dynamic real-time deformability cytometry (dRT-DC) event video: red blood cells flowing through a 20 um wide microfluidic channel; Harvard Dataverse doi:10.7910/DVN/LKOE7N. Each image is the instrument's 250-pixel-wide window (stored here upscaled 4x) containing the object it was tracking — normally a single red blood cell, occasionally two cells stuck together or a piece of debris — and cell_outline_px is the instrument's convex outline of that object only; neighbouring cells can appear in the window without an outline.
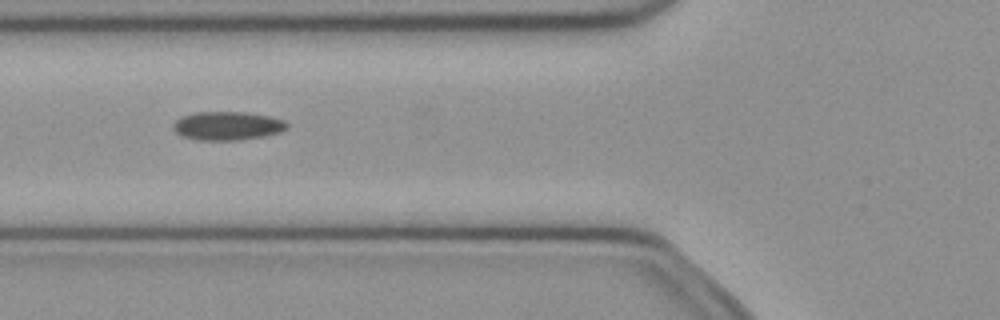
{"species": "common noctule bat (a hibernating species)", "species_latin": "Nyctalus noctula", "temperature_condition": "cold", "stored_images_in_passage": 35, "camera_frame_rate_fps": 3000, "um_per_image_px": 0.085, "animal": {"sex": "female", "body_mass_g": 21.9}, "frame": {"image": 1, "passage_image": 10, "time_ms": 3.0, "image_size_px": [1000, 320], "cell_outline_px": [[288, 128], [280, 132], [260, 136], [236, 140], [196, 140], [184, 136], [176, 132], [172, 128], [172, 124], [180, 116], [196, 112], [248, 112], [268, 116], [284, 120], [288, 124]], "centroid_in_image_um": [19.3, 10.68], "position_along_channel_um": 106.5, "area_um2": 18.9}}
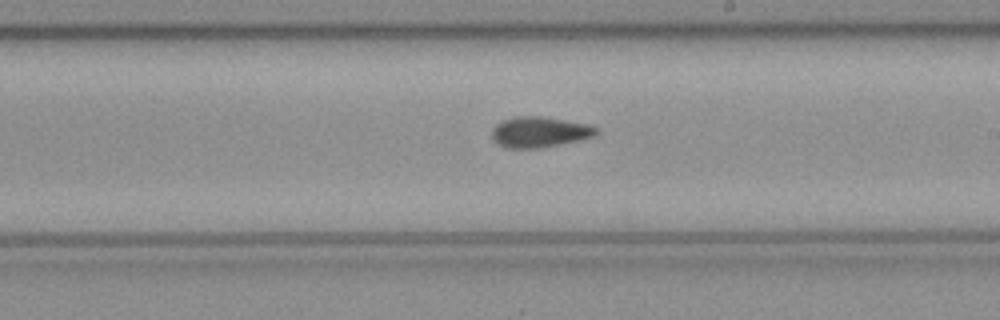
{"frame": {"image": 2, "passage_image": 20, "time_ms": 6.333, "image_size_px": [1000, 320], "cell_outline_px": [[600, 132], [592, 136], [560, 144], [536, 148], [508, 148], [492, 140], [492, 128], [500, 120], [516, 116], [540, 116], [588, 124], [596, 128]], "centroid_in_image_um": [45.8, 11.21], "position_along_channel_um": 243.2, "area_um2": 18.44}}
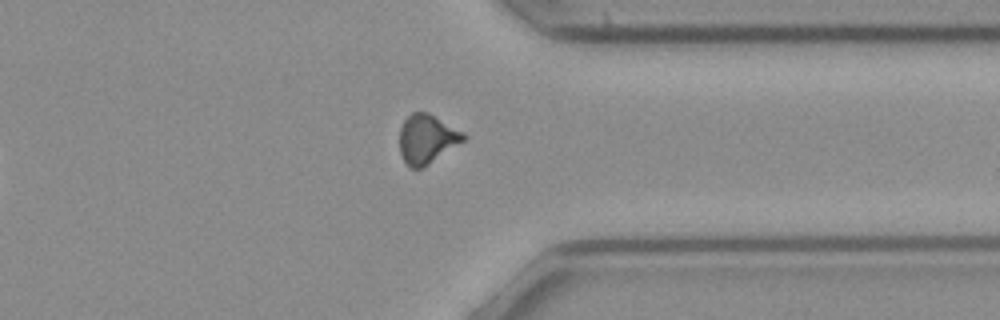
{"frame": {"image": 3, "passage_image": 30, "time_ms": 9.667, "image_size_px": [1000, 320], "cell_outline_px": [[468, 136], [464, 140], [428, 164], [420, 168], [412, 168], [404, 160], [400, 152], [400, 128], [404, 120], [412, 112], [428, 112], [464, 132]], "centroid_in_image_um": [36.29, 11.78], "position_along_channel_um": 375.1, "area_um2": 17.98}, "authors_computed_cell_mechanics": {"area_um2": 18.6116, "velocity_mm_per_s": 4.0832, "shape_relaxation_time_tau1_ms": null, "shape_relaxation_time_tau2_ms": 4.5891, "deformation_change_tau1": null, "deformation_change_tau2": 0.1054}}